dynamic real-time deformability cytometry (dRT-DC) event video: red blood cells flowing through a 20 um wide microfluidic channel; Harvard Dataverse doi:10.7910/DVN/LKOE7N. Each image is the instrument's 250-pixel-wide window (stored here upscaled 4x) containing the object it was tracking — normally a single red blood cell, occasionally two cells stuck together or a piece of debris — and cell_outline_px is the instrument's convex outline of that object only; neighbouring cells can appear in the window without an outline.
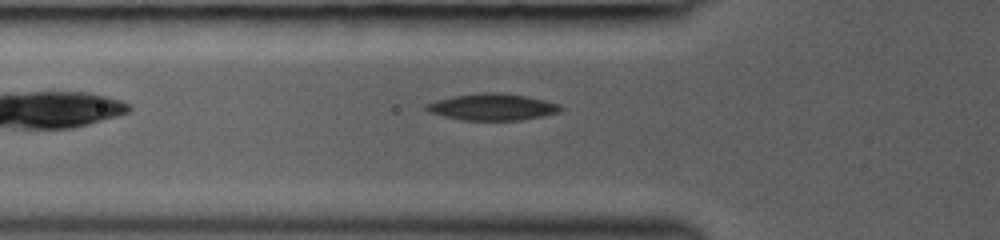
{"species": "common noctule bat (a hibernating species)", "species_latin": "Nyctalus noctula", "temperature_condition": "room temperature", "stored_images_in_passage": 39, "camera_frame_rate_fps": 3000, "um_per_image_px": 0.085, "animal": {"sex": "female", "body_mass_g": 19.0, "forearm_length_mm": 53.3}, "frame": {"image": 1, "passage_image": 2, "time_ms": 0.333, "image_size_px": [1000, 240], "cell_outline_px": [[564, 108], [560, 112], [544, 116], [520, 120], [460, 120], [428, 112], [424, 108], [424, 104], [436, 100], [452, 96], [480, 92], [500, 92], [528, 96], [560, 104]], "centroid_in_image_um": [41.85, 9.08], "position_along_channel_um": 83.9, "area_um2": 21.15}}
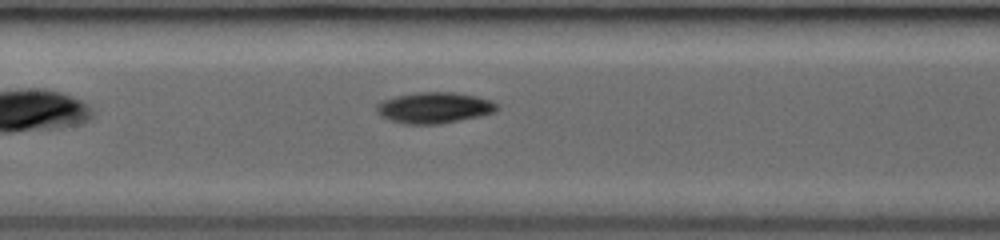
{"frame": {"image": 2, "passage_image": 15, "time_ms": 2.333, "image_size_px": [1000, 240], "cell_outline_px": [[500, 108], [496, 112], [480, 116], [440, 124], [404, 124], [380, 116], [376, 112], [376, 104], [384, 100], [396, 96], [416, 92], [452, 92], [476, 96], [492, 100]], "centroid_in_image_um": [36.93, 9.16], "position_along_channel_um": 170.5, "area_um2": 21.85}}
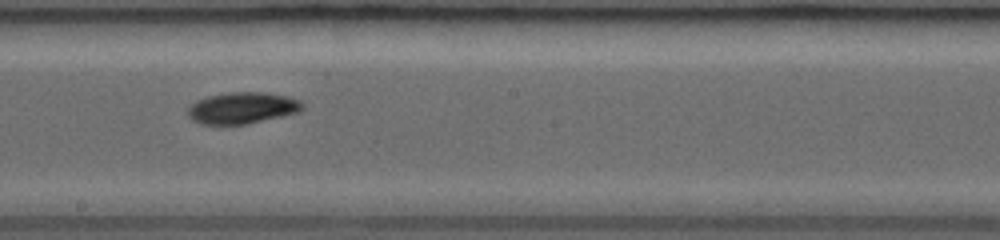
{"frame": {"image": 3, "passage_image": 24, "time_ms": 3.667, "image_size_px": [1000, 240], "cell_outline_px": [[304, 108], [300, 112], [248, 124], [200, 124], [192, 120], [188, 116], [188, 108], [196, 100], [208, 96], [228, 92], [264, 92], [288, 96], [300, 100], [304, 104]], "centroid_in_image_um": [20.62, 9.17], "position_along_channel_um": 227.6, "area_um2": 21.21}}